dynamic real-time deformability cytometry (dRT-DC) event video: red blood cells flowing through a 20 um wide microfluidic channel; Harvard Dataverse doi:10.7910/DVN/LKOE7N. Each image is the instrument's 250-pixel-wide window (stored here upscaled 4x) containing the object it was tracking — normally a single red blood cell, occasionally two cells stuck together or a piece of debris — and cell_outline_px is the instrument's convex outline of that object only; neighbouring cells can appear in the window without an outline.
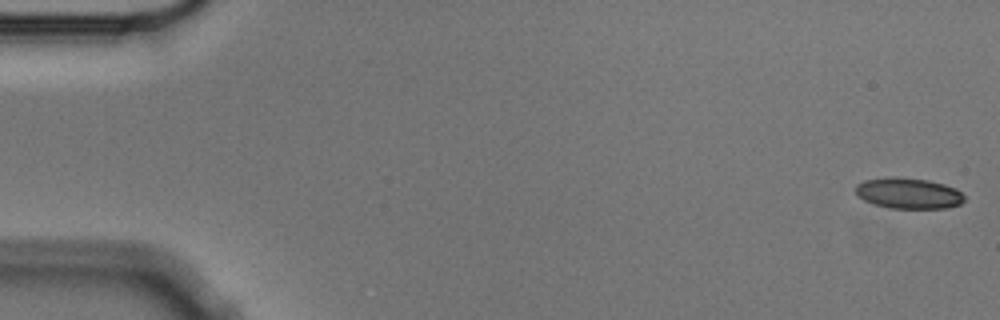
{"species": "Egyptian fruit bat (a non-hibernating species)", "species_latin": "Rousettus aegyptiacus", "temperature_condition": "cold", "stored_images_in_passage": 5, "camera_frame_rate_fps": 3000, "um_per_image_px": 0.085, "animal": {"sex": "male"}, "frame": {"image": 1, "passage_image": 1, "time_ms": 0.0, "image_size_px": [1000, 320], "cell_outline_px": [[964, 200], [960, 204], [948, 208], [888, 208], [872, 204], [864, 200], [856, 192], [856, 184], [864, 180], [928, 180], [944, 184], [956, 188], [964, 196]], "centroid_in_image_um": [77.27, 16.49], "position_along_channel_um": 7.7, "area_um2": 18.67}}
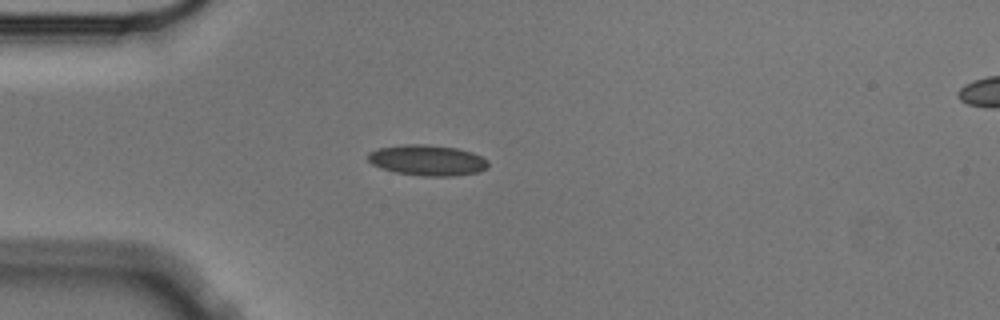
{"frame": {"image": 2, "passage_image": 5, "time_ms": 1.333, "image_size_px": [1000, 320], "cell_outline_px": [[488, 168], [480, 172], [452, 176], [424, 176], [396, 172], [380, 168], [372, 164], [368, 160], [368, 152], [380, 148], [404, 144], [424, 144], [456, 148], [472, 152], [488, 160]], "centroid_in_image_um": [36.34, 13.62], "position_along_channel_um": 48.7, "area_um2": 21.5}}